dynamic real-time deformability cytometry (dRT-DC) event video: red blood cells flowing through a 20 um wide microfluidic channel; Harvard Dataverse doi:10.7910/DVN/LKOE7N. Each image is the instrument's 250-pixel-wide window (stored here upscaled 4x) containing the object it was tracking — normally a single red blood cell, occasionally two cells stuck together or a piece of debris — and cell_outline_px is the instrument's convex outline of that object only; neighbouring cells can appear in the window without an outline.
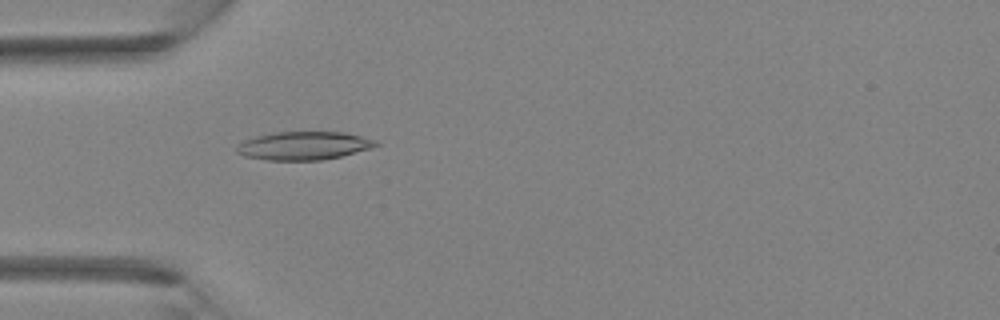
{"species": "Egyptian fruit bat (a non-hibernating species)", "species_latin": "Rousettus aegyptiacus", "temperature_condition": "room temperature", "stored_images_in_passage": 41, "camera_frame_rate_fps": 3000, "um_per_image_px": 0.085, "animal": {"sex": "female"}, "frame": {"image": 1, "passage_image": 13, "time_ms": 4.0, "image_size_px": [1000, 320], "cell_outline_px": [[380, 144], [372, 148], [340, 156], [320, 160], [268, 160], [244, 156], [236, 152], [236, 148], [244, 140], [256, 136], [276, 132], [344, 132], [376, 140]], "centroid_in_image_um": [25.82, 12.38], "position_along_channel_um": 59.2, "area_um2": 22.77}}
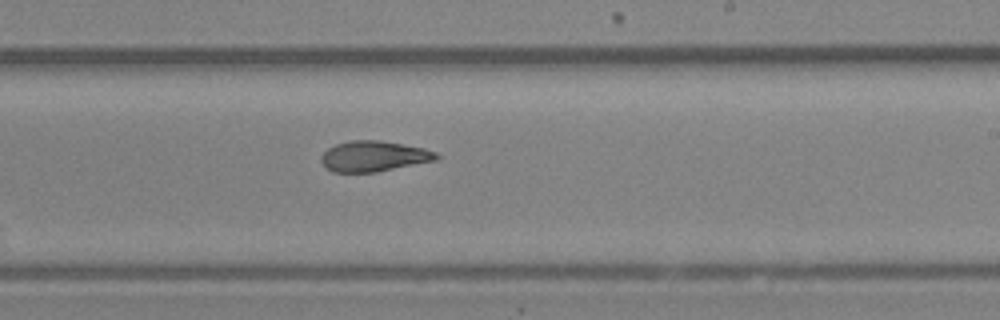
{"frame": {"image": 2, "passage_image": 25, "time_ms": 8.0, "image_size_px": [1000, 320], "cell_outline_px": [[440, 156], [436, 160], [376, 172], [332, 172], [320, 160], [320, 156], [328, 148], [336, 144], [352, 140], [376, 140], [424, 148], [436, 152]], "centroid_in_image_um": [31.76, 13.28], "position_along_channel_um": 257.2, "area_um2": 20.29}}
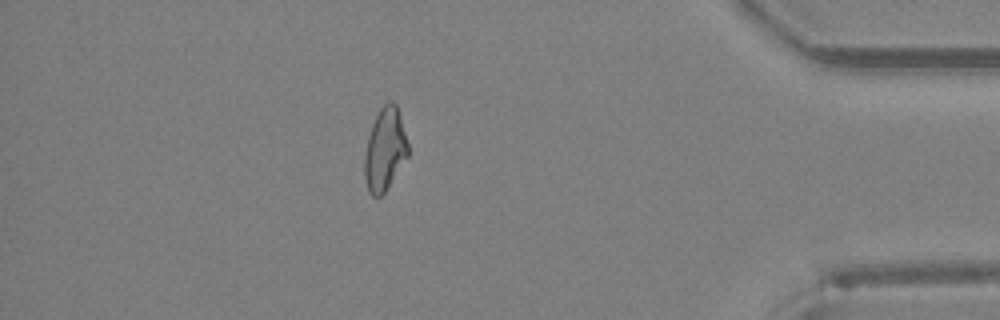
{"frame": {"image": 3, "passage_image": 36, "time_ms": 11.667, "image_size_px": [1000, 320], "cell_outline_px": [[408, 156], [384, 192], [380, 196], [372, 196], [368, 192], [364, 176], [364, 156], [368, 136], [372, 124], [380, 108], [388, 100], [396, 104], [400, 116], [408, 144]], "centroid_in_image_um": [32.7, 12.7], "position_along_channel_um": 402.5, "area_um2": 20.75}}